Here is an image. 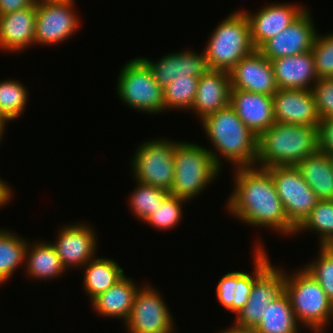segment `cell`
Masks as SVG:
<instances>
[{"instance_id":"cell-17","label":"cell","mask_w":333,"mask_h":333,"mask_svg":"<svg viewBox=\"0 0 333 333\" xmlns=\"http://www.w3.org/2000/svg\"><path fill=\"white\" fill-rule=\"evenodd\" d=\"M232 89L273 96L279 89L271 60L258 49L245 56L229 71Z\"/></svg>"},{"instance_id":"cell-39","label":"cell","mask_w":333,"mask_h":333,"mask_svg":"<svg viewBox=\"0 0 333 333\" xmlns=\"http://www.w3.org/2000/svg\"><path fill=\"white\" fill-rule=\"evenodd\" d=\"M34 4L35 0H0V15L25 9Z\"/></svg>"},{"instance_id":"cell-8","label":"cell","mask_w":333,"mask_h":333,"mask_svg":"<svg viewBox=\"0 0 333 333\" xmlns=\"http://www.w3.org/2000/svg\"><path fill=\"white\" fill-rule=\"evenodd\" d=\"M177 142L163 137L140 143L131 157L134 180L170 191L174 182V147Z\"/></svg>"},{"instance_id":"cell-32","label":"cell","mask_w":333,"mask_h":333,"mask_svg":"<svg viewBox=\"0 0 333 333\" xmlns=\"http://www.w3.org/2000/svg\"><path fill=\"white\" fill-rule=\"evenodd\" d=\"M27 89L18 80L0 81V114L7 122L19 118L25 111L29 96Z\"/></svg>"},{"instance_id":"cell-19","label":"cell","mask_w":333,"mask_h":333,"mask_svg":"<svg viewBox=\"0 0 333 333\" xmlns=\"http://www.w3.org/2000/svg\"><path fill=\"white\" fill-rule=\"evenodd\" d=\"M273 109L275 122L319 128L321 119L312 90L278 89L273 95Z\"/></svg>"},{"instance_id":"cell-35","label":"cell","mask_w":333,"mask_h":333,"mask_svg":"<svg viewBox=\"0 0 333 333\" xmlns=\"http://www.w3.org/2000/svg\"><path fill=\"white\" fill-rule=\"evenodd\" d=\"M318 254L314 261L303 268L315 278L333 302V247L320 246Z\"/></svg>"},{"instance_id":"cell-29","label":"cell","mask_w":333,"mask_h":333,"mask_svg":"<svg viewBox=\"0 0 333 333\" xmlns=\"http://www.w3.org/2000/svg\"><path fill=\"white\" fill-rule=\"evenodd\" d=\"M27 245V239L19 237L7 228H0V286L25 263Z\"/></svg>"},{"instance_id":"cell-6","label":"cell","mask_w":333,"mask_h":333,"mask_svg":"<svg viewBox=\"0 0 333 333\" xmlns=\"http://www.w3.org/2000/svg\"><path fill=\"white\" fill-rule=\"evenodd\" d=\"M203 50L210 70L230 71L255 48L245 13H231L215 27Z\"/></svg>"},{"instance_id":"cell-28","label":"cell","mask_w":333,"mask_h":333,"mask_svg":"<svg viewBox=\"0 0 333 333\" xmlns=\"http://www.w3.org/2000/svg\"><path fill=\"white\" fill-rule=\"evenodd\" d=\"M300 326L289 297L283 291L268 305L260 322L253 329L256 333H300Z\"/></svg>"},{"instance_id":"cell-27","label":"cell","mask_w":333,"mask_h":333,"mask_svg":"<svg viewBox=\"0 0 333 333\" xmlns=\"http://www.w3.org/2000/svg\"><path fill=\"white\" fill-rule=\"evenodd\" d=\"M83 268V286L90 302L125 276L123 268L115 260L105 257H95Z\"/></svg>"},{"instance_id":"cell-24","label":"cell","mask_w":333,"mask_h":333,"mask_svg":"<svg viewBox=\"0 0 333 333\" xmlns=\"http://www.w3.org/2000/svg\"><path fill=\"white\" fill-rule=\"evenodd\" d=\"M136 283L133 278L125 275L90 302L94 311L102 317L118 318L125 323L131 314L135 296L142 287Z\"/></svg>"},{"instance_id":"cell-21","label":"cell","mask_w":333,"mask_h":333,"mask_svg":"<svg viewBox=\"0 0 333 333\" xmlns=\"http://www.w3.org/2000/svg\"><path fill=\"white\" fill-rule=\"evenodd\" d=\"M230 106L240 120L257 136L275 123L273 96L231 89Z\"/></svg>"},{"instance_id":"cell-9","label":"cell","mask_w":333,"mask_h":333,"mask_svg":"<svg viewBox=\"0 0 333 333\" xmlns=\"http://www.w3.org/2000/svg\"><path fill=\"white\" fill-rule=\"evenodd\" d=\"M74 4V0L36 2L35 45H58L75 35L81 21Z\"/></svg>"},{"instance_id":"cell-31","label":"cell","mask_w":333,"mask_h":333,"mask_svg":"<svg viewBox=\"0 0 333 333\" xmlns=\"http://www.w3.org/2000/svg\"><path fill=\"white\" fill-rule=\"evenodd\" d=\"M135 189L129 197V208L131 213L142 222L152 214L158 207H161L164 200L170 195L169 191L154 187L137 180Z\"/></svg>"},{"instance_id":"cell-43","label":"cell","mask_w":333,"mask_h":333,"mask_svg":"<svg viewBox=\"0 0 333 333\" xmlns=\"http://www.w3.org/2000/svg\"><path fill=\"white\" fill-rule=\"evenodd\" d=\"M7 121L3 118V116L0 114V125H7Z\"/></svg>"},{"instance_id":"cell-5","label":"cell","mask_w":333,"mask_h":333,"mask_svg":"<svg viewBox=\"0 0 333 333\" xmlns=\"http://www.w3.org/2000/svg\"><path fill=\"white\" fill-rule=\"evenodd\" d=\"M174 167L169 193L187 201L201 194L222 171L206 147L181 140L174 147Z\"/></svg>"},{"instance_id":"cell-12","label":"cell","mask_w":333,"mask_h":333,"mask_svg":"<svg viewBox=\"0 0 333 333\" xmlns=\"http://www.w3.org/2000/svg\"><path fill=\"white\" fill-rule=\"evenodd\" d=\"M259 240L254 247V271H232L220 278L216 286L218 302L229 312L237 314L248 302L253 282L272 264Z\"/></svg>"},{"instance_id":"cell-33","label":"cell","mask_w":333,"mask_h":333,"mask_svg":"<svg viewBox=\"0 0 333 333\" xmlns=\"http://www.w3.org/2000/svg\"><path fill=\"white\" fill-rule=\"evenodd\" d=\"M198 77H182L170 82L163 88L165 110L191 109L198 88Z\"/></svg>"},{"instance_id":"cell-30","label":"cell","mask_w":333,"mask_h":333,"mask_svg":"<svg viewBox=\"0 0 333 333\" xmlns=\"http://www.w3.org/2000/svg\"><path fill=\"white\" fill-rule=\"evenodd\" d=\"M316 231L319 246L333 245V200H319L305 219L296 227L295 234Z\"/></svg>"},{"instance_id":"cell-18","label":"cell","mask_w":333,"mask_h":333,"mask_svg":"<svg viewBox=\"0 0 333 333\" xmlns=\"http://www.w3.org/2000/svg\"><path fill=\"white\" fill-rule=\"evenodd\" d=\"M159 60H149L139 57L152 72L154 80L164 88L176 78L192 76L200 78L208 70V64L204 52H195L185 49L180 52L168 53Z\"/></svg>"},{"instance_id":"cell-22","label":"cell","mask_w":333,"mask_h":333,"mask_svg":"<svg viewBox=\"0 0 333 333\" xmlns=\"http://www.w3.org/2000/svg\"><path fill=\"white\" fill-rule=\"evenodd\" d=\"M36 4L0 15V50L21 53L34 45Z\"/></svg>"},{"instance_id":"cell-14","label":"cell","mask_w":333,"mask_h":333,"mask_svg":"<svg viewBox=\"0 0 333 333\" xmlns=\"http://www.w3.org/2000/svg\"><path fill=\"white\" fill-rule=\"evenodd\" d=\"M285 270L271 264L254 282L247 304L235 316L234 324L254 328L268 305L284 291Z\"/></svg>"},{"instance_id":"cell-13","label":"cell","mask_w":333,"mask_h":333,"mask_svg":"<svg viewBox=\"0 0 333 333\" xmlns=\"http://www.w3.org/2000/svg\"><path fill=\"white\" fill-rule=\"evenodd\" d=\"M93 228L87 222H78L65 224L59 229L55 242L51 244L55 247L66 270L72 267L81 269L89 260L96 257L98 236Z\"/></svg>"},{"instance_id":"cell-20","label":"cell","mask_w":333,"mask_h":333,"mask_svg":"<svg viewBox=\"0 0 333 333\" xmlns=\"http://www.w3.org/2000/svg\"><path fill=\"white\" fill-rule=\"evenodd\" d=\"M231 89L228 71L209 69L199 78L195 100L190 111L198 116L199 121H202L208 115L230 105Z\"/></svg>"},{"instance_id":"cell-3","label":"cell","mask_w":333,"mask_h":333,"mask_svg":"<svg viewBox=\"0 0 333 333\" xmlns=\"http://www.w3.org/2000/svg\"><path fill=\"white\" fill-rule=\"evenodd\" d=\"M318 150L317 127L275 122L258 136L256 166H296Z\"/></svg>"},{"instance_id":"cell-41","label":"cell","mask_w":333,"mask_h":333,"mask_svg":"<svg viewBox=\"0 0 333 333\" xmlns=\"http://www.w3.org/2000/svg\"><path fill=\"white\" fill-rule=\"evenodd\" d=\"M219 333H256V331L253 328L241 327L233 323L229 328L219 331Z\"/></svg>"},{"instance_id":"cell-7","label":"cell","mask_w":333,"mask_h":333,"mask_svg":"<svg viewBox=\"0 0 333 333\" xmlns=\"http://www.w3.org/2000/svg\"><path fill=\"white\" fill-rule=\"evenodd\" d=\"M116 89L119 99L130 108L153 115L165 111L163 88L139 57L121 67Z\"/></svg>"},{"instance_id":"cell-25","label":"cell","mask_w":333,"mask_h":333,"mask_svg":"<svg viewBox=\"0 0 333 333\" xmlns=\"http://www.w3.org/2000/svg\"><path fill=\"white\" fill-rule=\"evenodd\" d=\"M295 167L319 200H333V165L330 155L318 150Z\"/></svg>"},{"instance_id":"cell-2","label":"cell","mask_w":333,"mask_h":333,"mask_svg":"<svg viewBox=\"0 0 333 333\" xmlns=\"http://www.w3.org/2000/svg\"><path fill=\"white\" fill-rule=\"evenodd\" d=\"M201 122L206 137L215 147L214 150L207 149L221 170L223 159L235 169L256 166L258 136L240 120L230 105Z\"/></svg>"},{"instance_id":"cell-1","label":"cell","mask_w":333,"mask_h":333,"mask_svg":"<svg viewBox=\"0 0 333 333\" xmlns=\"http://www.w3.org/2000/svg\"><path fill=\"white\" fill-rule=\"evenodd\" d=\"M234 187L226 203L231 216L250 226L264 227L283 236H293L296 227L288 220L267 168H236ZM285 234V235H284Z\"/></svg>"},{"instance_id":"cell-36","label":"cell","mask_w":333,"mask_h":333,"mask_svg":"<svg viewBox=\"0 0 333 333\" xmlns=\"http://www.w3.org/2000/svg\"><path fill=\"white\" fill-rule=\"evenodd\" d=\"M311 51L318 78H333V32L317 33Z\"/></svg>"},{"instance_id":"cell-44","label":"cell","mask_w":333,"mask_h":333,"mask_svg":"<svg viewBox=\"0 0 333 333\" xmlns=\"http://www.w3.org/2000/svg\"><path fill=\"white\" fill-rule=\"evenodd\" d=\"M36 2H41V1H55V0H35Z\"/></svg>"},{"instance_id":"cell-11","label":"cell","mask_w":333,"mask_h":333,"mask_svg":"<svg viewBox=\"0 0 333 333\" xmlns=\"http://www.w3.org/2000/svg\"><path fill=\"white\" fill-rule=\"evenodd\" d=\"M144 286V287H143ZM164 297L156 287L142 285L135 296L131 314L124 323L128 333H174L175 323Z\"/></svg>"},{"instance_id":"cell-26","label":"cell","mask_w":333,"mask_h":333,"mask_svg":"<svg viewBox=\"0 0 333 333\" xmlns=\"http://www.w3.org/2000/svg\"><path fill=\"white\" fill-rule=\"evenodd\" d=\"M26 248L25 269L28 278L31 280H52L65 273L60 257L55 247L48 241L32 242ZM27 259V260H26ZM27 264V265H26Z\"/></svg>"},{"instance_id":"cell-34","label":"cell","mask_w":333,"mask_h":333,"mask_svg":"<svg viewBox=\"0 0 333 333\" xmlns=\"http://www.w3.org/2000/svg\"><path fill=\"white\" fill-rule=\"evenodd\" d=\"M188 202L185 199L174 195H169L163 202L161 207H158L150 214L143 222L153 226L157 230H170L179 225L183 216V205Z\"/></svg>"},{"instance_id":"cell-10","label":"cell","mask_w":333,"mask_h":333,"mask_svg":"<svg viewBox=\"0 0 333 333\" xmlns=\"http://www.w3.org/2000/svg\"><path fill=\"white\" fill-rule=\"evenodd\" d=\"M288 220L297 227L315 207L319 199L295 166L267 168Z\"/></svg>"},{"instance_id":"cell-15","label":"cell","mask_w":333,"mask_h":333,"mask_svg":"<svg viewBox=\"0 0 333 333\" xmlns=\"http://www.w3.org/2000/svg\"><path fill=\"white\" fill-rule=\"evenodd\" d=\"M306 7L299 6L297 3L271 2L254 14L243 9L233 11V13H245L250 25L252 43L255 49H259L266 41L300 17L308 9Z\"/></svg>"},{"instance_id":"cell-38","label":"cell","mask_w":333,"mask_h":333,"mask_svg":"<svg viewBox=\"0 0 333 333\" xmlns=\"http://www.w3.org/2000/svg\"><path fill=\"white\" fill-rule=\"evenodd\" d=\"M319 150L333 156V118L321 119L318 128Z\"/></svg>"},{"instance_id":"cell-40","label":"cell","mask_w":333,"mask_h":333,"mask_svg":"<svg viewBox=\"0 0 333 333\" xmlns=\"http://www.w3.org/2000/svg\"><path fill=\"white\" fill-rule=\"evenodd\" d=\"M10 186L8 182L6 183L5 180L0 178V208L7 205L9 201H12L13 190Z\"/></svg>"},{"instance_id":"cell-23","label":"cell","mask_w":333,"mask_h":333,"mask_svg":"<svg viewBox=\"0 0 333 333\" xmlns=\"http://www.w3.org/2000/svg\"><path fill=\"white\" fill-rule=\"evenodd\" d=\"M279 89L311 90L318 80L312 51L271 60Z\"/></svg>"},{"instance_id":"cell-16","label":"cell","mask_w":333,"mask_h":333,"mask_svg":"<svg viewBox=\"0 0 333 333\" xmlns=\"http://www.w3.org/2000/svg\"><path fill=\"white\" fill-rule=\"evenodd\" d=\"M307 9L286 29L266 41L258 50L269 60L294 56L312 49L318 31Z\"/></svg>"},{"instance_id":"cell-37","label":"cell","mask_w":333,"mask_h":333,"mask_svg":"<svg viewBox=\"0 0 333 333\" xmlns=\"http://www.w3.org/2000/svg\"><path fill=\"white\" fill-rule=\"evenodd\" d=\"M311 90L320 119L333 118V78H318Z\"/></svg>"},{"instance_id":"cell-4","label":"cell","mask_w":333,"mask_h":333,"mask_svg":"<svg viewBox=\"0 0 333 333\" xmlns=\"http://www.w3.org/2000/svg\"><path fill=\"white\" fill-rule=\"evenodd\" d=\"M293 272L285 271L284 291L298 323L313 333H324L333 321V302L303 267Z\"/></svg>"},{"instance_id":"cell-42","label":"cell","mask_w":333,"mask_h":333,"mask_svg":"<svg viewBox=\"0 0 333 333\" xmlns=\"http://www.w3.org/2000/svg\"><path fill=\"white\" fill-rule=\"evenodd\" d=\"M5 126L6 125H0V143H1V141L3 139V136H4V132H5V129H6Z\"/></svg>"}]
</instances>
